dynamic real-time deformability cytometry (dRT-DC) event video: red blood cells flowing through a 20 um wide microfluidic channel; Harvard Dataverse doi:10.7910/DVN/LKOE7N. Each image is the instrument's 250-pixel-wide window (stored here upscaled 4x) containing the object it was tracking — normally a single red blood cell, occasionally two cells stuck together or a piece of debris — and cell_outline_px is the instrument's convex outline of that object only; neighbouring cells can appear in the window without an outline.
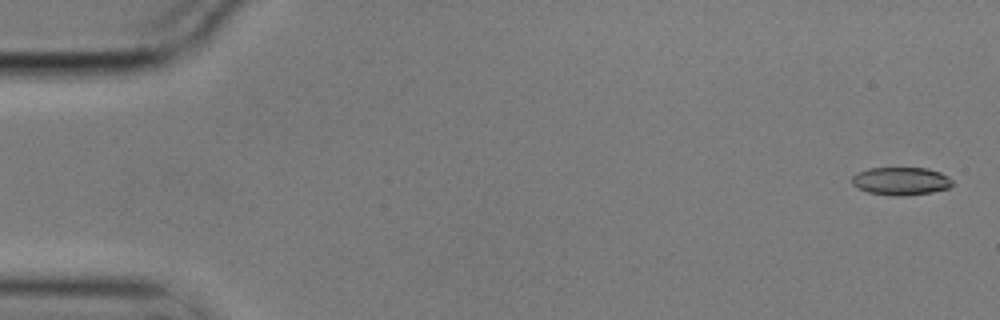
{"species": "common noctule bat (a hibernating species)", "species_latin": "Nyctalus noctula", "temperature_condition": "cold", "stored_images_in_passage": 11, "camera_frame_rate_fps": 3000, "um_per_image_px": 0.085, "animal": {"sex": "male", "body_mass_g": 17.9}, "frame": {"image": 1, "passage_image": 2, "time_ms": 0.333, "image_size_px": [1000, 320], "cell_outline_px": [[952, 184], [948, 188], [932, 192], [904, 196], [888, 196], [868, 192], [856, 188], [852, 184], [852, 176], [856, 172], [868, 168], [928, 168], [940, 172], [948, 176], [952, 180]], "centroid_in_image_um": [76.54, 15.4], "position_along_channel_um": 8.5, "area_um2": 16.59}}